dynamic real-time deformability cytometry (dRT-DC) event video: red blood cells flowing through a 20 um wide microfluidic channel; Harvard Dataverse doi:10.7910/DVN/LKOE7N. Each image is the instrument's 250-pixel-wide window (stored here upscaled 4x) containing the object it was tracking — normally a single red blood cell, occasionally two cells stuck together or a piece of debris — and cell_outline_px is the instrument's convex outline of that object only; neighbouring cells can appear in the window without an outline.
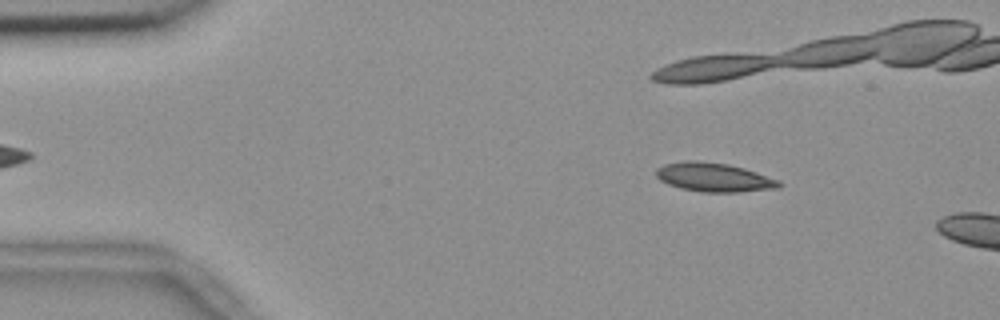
{"species": "common noctule bat (a hibernating species)", "species_latin": "Nyctalus noctula", "temperature_condition": "room temperature", "stored_images_in_passage": 23, "camera_frame_rate_fps": 3000, "um_per_image_px": 0.085, "animal": {"sex": "female", "body_mass_g": 18.4}, "frame": {"image": 1, "passage_image": 7, "time_ms": 2.0, "image_size_px": [1000, 320], "cell_outline_px": [[780, 188], [736, 192], [700, 192], [680, 188], [668, 184], [660, 180], [656, 176], [656, 168], [664, 164], [688, 160], [696, 160], [728, 164], [744, 168], [780, 180]], "centroid_in_image_um": [60.67, 15.07], "position_along_channel_um": 24.3, "area_um2": 20.75}}